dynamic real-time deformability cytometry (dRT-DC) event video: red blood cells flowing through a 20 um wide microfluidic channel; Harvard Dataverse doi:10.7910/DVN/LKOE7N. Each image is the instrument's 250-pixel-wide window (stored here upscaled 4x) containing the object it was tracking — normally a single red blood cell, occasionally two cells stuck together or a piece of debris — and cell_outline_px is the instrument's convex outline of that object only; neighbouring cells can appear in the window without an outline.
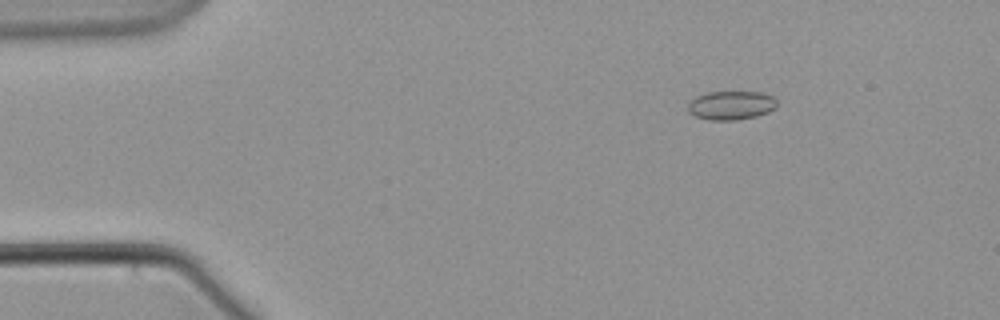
{"species": "common noctule bat (a hibernating species)", "species_latin": "Nyctalus noctula", "temperature_condition": "warm", "stored_images_in_passage": 60, "camera_frame_rate_fps": 3000, "um_per_image_px": 0.085, "animal": {"sex": "male", "body_mass_g": 21.5, "forearm_length_mm": 52.0}, "frame": {"image": 1, "passage_image": 9, "time_ms": 2.667, "image_size_px": [1000, 320], "cell_outline_px": [[776, 108], [768, 112], [756, 116], [736, 120], [708, 120], [696, 116], [688, 112], [688, 104], [696, 96], [708, 92], [764, 92], [772, 96], [776, 100]], "centroid_in_image_um": [62.15, 8.95], "position_along_channel_um": 22.8, "area_um2": 14.97}}
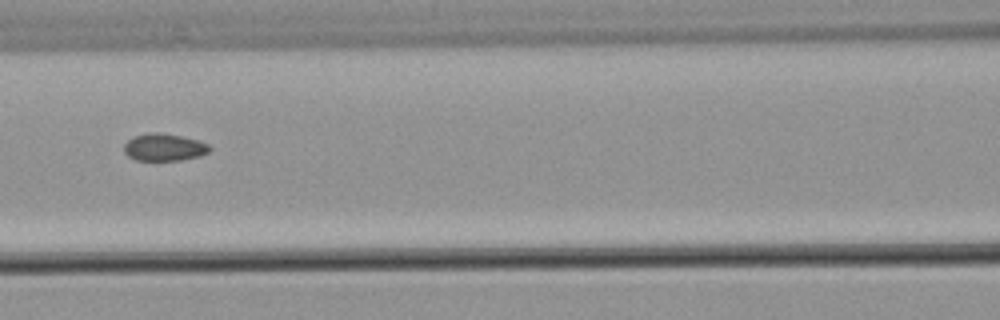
{"frame": {"image": 2, "passage_image": 27, "time_ms": 8.667, "image_size_px": [1000, 320], "cell_outline_px": [[212, 148], [208, 152], [200, 156], [180, 160], [136, 160], [128, 156], [124, 152], [124, 144], [128, 140], [136, 136], [152, 132], [160, 132], [180, 136], [196, 140], [208, 144]], "centroid_in_image_um": [13.95, 12.52], "position_along_channel_um": 152.7, "area_um2": 13.47}}
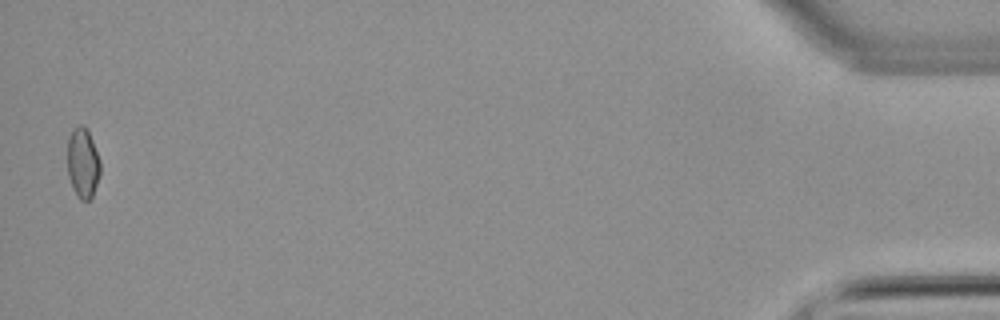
{"frame": {"image": 3, "passage_image": 59, "time_ms": 19.333, "image_size_px": [1000, 320], "cell_outline_px": [[100, 172], [92, 196], [88, 200], [80, 200], [76, 196], [68, 176], [68, 136], [80, 124], [84, 124], [88, 128], [100, 160]], "centroid_in_image_um": [7.04, 13.83], "position_along_channel_um": 428.2, "area_um2": 13.41}}